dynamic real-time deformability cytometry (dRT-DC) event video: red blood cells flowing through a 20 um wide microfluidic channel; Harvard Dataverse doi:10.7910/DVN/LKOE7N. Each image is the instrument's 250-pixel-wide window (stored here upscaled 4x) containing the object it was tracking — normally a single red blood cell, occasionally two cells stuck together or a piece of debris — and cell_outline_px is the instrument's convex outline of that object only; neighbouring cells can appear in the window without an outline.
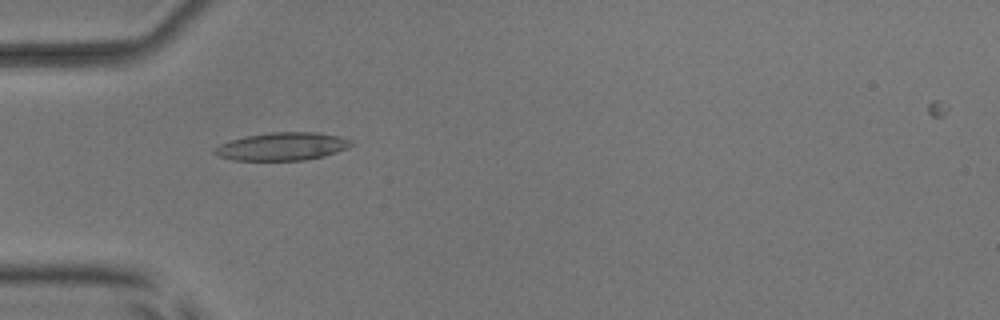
{"species": "common noctule bat (a hibernating species)", "species_latin": "Nyctalus noctula", "temperature_condition": "room temperature", "stored_images_in_passage": 40, "camera_frame_rate_fps": 3000, "um_per_image_px": 0.085, "animal": {"sex": "male", "body_mass_g": 17.9, "forearm_length_mm": 54.2}, "frame": {"image": 1, "passage_image": 18, "time_ms": 5.667, "image_size_px": [1000, 320], "cell_outline_px": [[352, 144], [348, 148], [324, 156], [304, 160], [232, 160], [220, 156], [212, 152], [212, 148], [228, 140], [248, 136], [272, 132], [320, 132], [340, 136], [352, 140]], "centroid_in_image_um": [23.99, 12.44], "position_along_channel_um": 61.0, "area_um2": 22.31}}
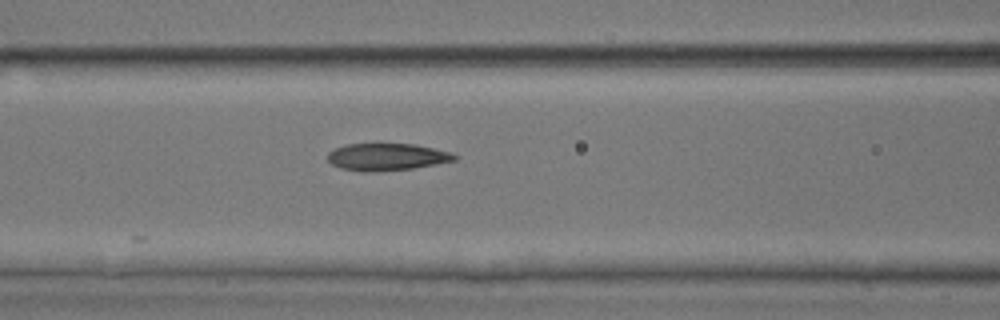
{"frame": {"image": 2, "passage_image": 24, "time_ms": 7.667, "image_size_px": [1000, 320], "cell_outline_px": [[456, 160], [436, 164], [412, 168], [364, 172], [340, 168], [332, 164], [328, 160], [328, 152], [344, 144], [376, 140], [380, 140], [416, 144], [452, 152], [456, 156]], "centroid_in_image_um": [32.84, 13.26], "position_along_channel_um": 133.8, "area_um2": 21.04}}
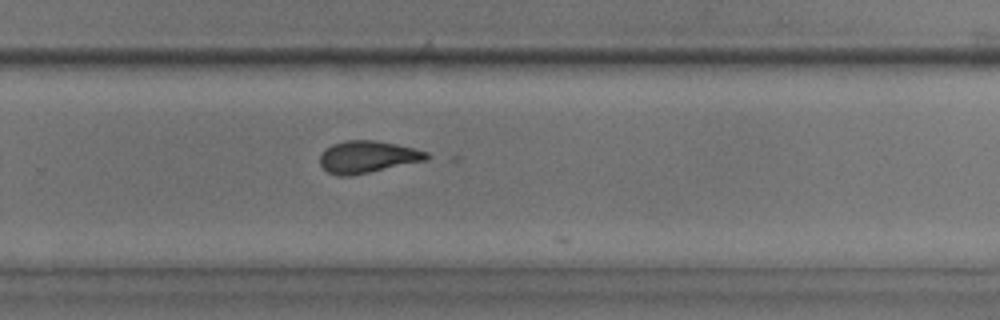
{"frame": {"image": 3, "passage_image": 37, "time_ms": 12.0, "image_size_px": [1000, 320], "cell_outline_px": [[436, 156], [428, 160], [348, 176], [340, 176], [328, 172], [320, 164], [320, 152], [324, 148], [332, 144], [344, 140], [372, 140], [396, 144], [428, 152]], "centroid_in_image_um": [31.26, 13.32], "position_along_channel_um": 298.5, "area_um2": 20.06}}